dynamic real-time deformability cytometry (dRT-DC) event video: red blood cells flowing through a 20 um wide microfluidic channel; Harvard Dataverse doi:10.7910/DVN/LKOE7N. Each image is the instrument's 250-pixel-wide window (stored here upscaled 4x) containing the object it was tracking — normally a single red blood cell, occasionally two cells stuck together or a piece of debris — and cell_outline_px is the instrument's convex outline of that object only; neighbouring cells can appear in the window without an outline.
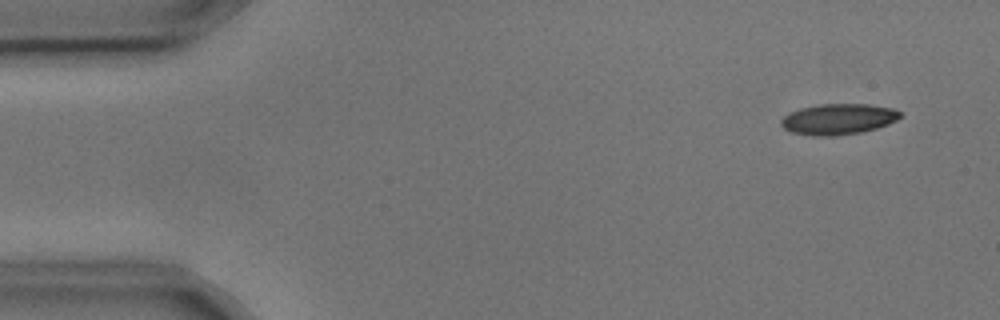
{"species": "common noctule bat (a hibernating species)", "species_latin": "Nyctalus noctula", "temperature_condition": "cold", "stored_images_in_passage": 3, "camera_frame_rate_fps": 3000, "um_per_image_px": 0.085, "animal": {"sex": "male", "body_mass_g": 17.9, "forearm_length_mm": 54.2}, "frame": {"image": 1, "passage_image": 1, "time_ms": 0.0, "image_size_px": [1000, 320], "cell_outline_px": [[904, 116], [888, 124], [876, 128], [860, 132], [832, 136], [812, 136], [792, 132], [784, 128], [780, 124], [780, 120], [788, 112], [800, 108], [820, 104], [868, 104], [892, 108], [904, 112]], "centroid_in_image_um": [71.26, 10.12], "position_along_channel_um": 13.7, "area_um2": 21.56}}
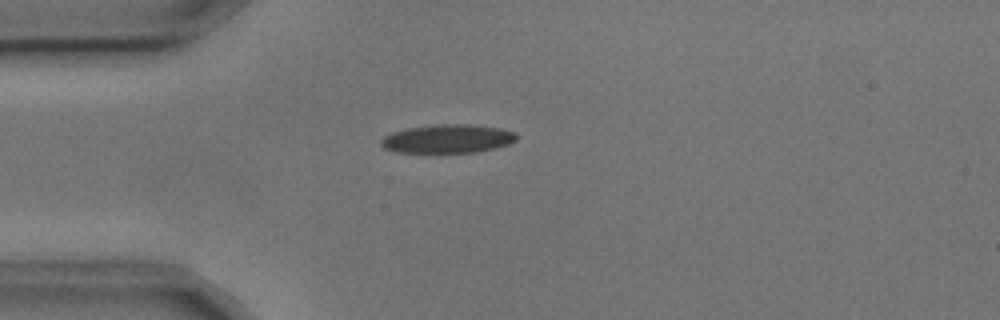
{"frame": {"image": 2, "passage_image": 3, "time_ms": 0.667, "image_size_px": [1000, 320], "cell_outline_px": [[516, 140], [508, 144], [496, 148], [476, 152], [396, 152], [384, 148], [380, 144], [380, 140], [384, 136], [392, 132], [408, 128], [440, 124], [472, 124], [500, 128], [516, 132]], "centroid_in_image_um": [38.06, 11.79], "position_along_channel_um": 46.9, "area_um2": 22.54}}